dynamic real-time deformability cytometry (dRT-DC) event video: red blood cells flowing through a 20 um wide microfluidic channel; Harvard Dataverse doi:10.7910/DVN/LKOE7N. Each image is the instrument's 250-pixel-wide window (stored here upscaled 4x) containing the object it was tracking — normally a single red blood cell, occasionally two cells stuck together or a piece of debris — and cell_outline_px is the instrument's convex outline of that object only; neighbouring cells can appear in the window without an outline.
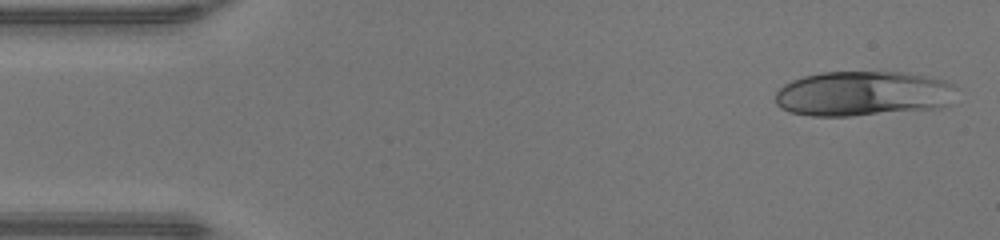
{"species": "human", "species_latin": "Homo sapiens", "temperature_condition": "warm", "stored_images_in_passage": 37, "camera_frame_rate_fps": 3000, "um_per_image_px": 0.085, "donor": {"sex": "male"}, "frame": {"image": 1, "passage_image": 1, "time_ms": 0.0, "image_size_px": [1000, 240], "cell_outline_px": [[956, 88], [948, 104], [940, 108], [852, 116], [812, 116], [788, 112], [780, 108], [776, 104], [776, 92], [784, 84], [792, 80], [804, 76], [824, 72], [900, 72], [924, 76], [944, 80], [952, 84]], "centroid_in_image_um": [73.32, 7.97], "position_along_channel_um": 11.7, "area_um2": 47.45}}
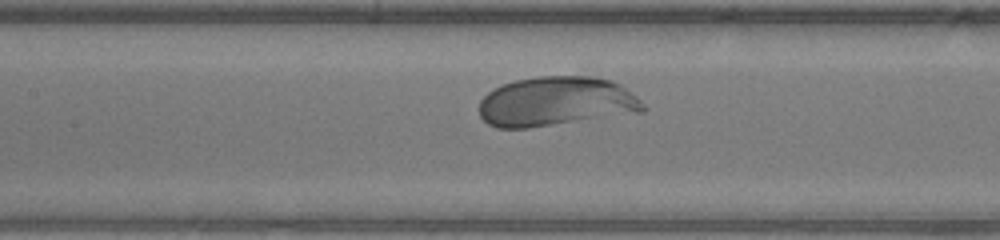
{"frame": {"image": 2, "passage_image": 20, "time_ms": 6.333, "image_size_px": [1000, 240], "cell_outline_px": [[648, 108], [644, 112], [528, 128], [496, 128], [488, 124], [480, 116], [480, 100], [492, 88], [516, 80], [540, 76], [588, 76], [612, 80], [620, 84], [636, 96]], "centroid_in_image_um": [47.28, 8.63], "position_along_channel_um": 160.1, "area_um2": 47.45}}
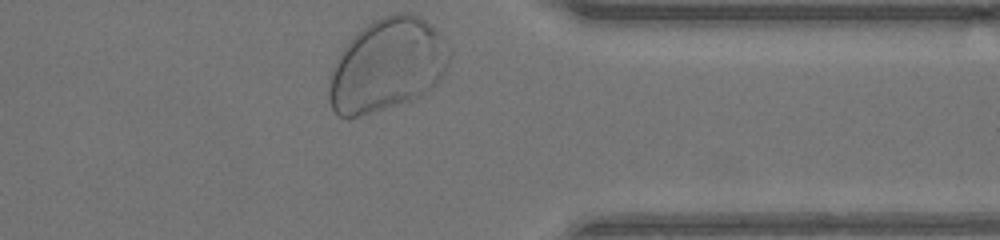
{"frame": {"image": 3, "passage_image": 37, "time_ms": 12.0, "image_size_px": [1000, 240], "cell_outline_px": [[452, 52], [444, 76], [436, 84], [420, 96], [360, 116], [340, 116], [332, 108], [328, 100], [328, 84], [332, 68], [340, 52], [352, 36], [356, 32], [372, 20], [396, 12], [412, 12], [420, 16], [436, 28]], "centroid_in_image_um": [32.92, 5.49], "position_along_channel_um": 378.5, "area_um2": 65.31}}